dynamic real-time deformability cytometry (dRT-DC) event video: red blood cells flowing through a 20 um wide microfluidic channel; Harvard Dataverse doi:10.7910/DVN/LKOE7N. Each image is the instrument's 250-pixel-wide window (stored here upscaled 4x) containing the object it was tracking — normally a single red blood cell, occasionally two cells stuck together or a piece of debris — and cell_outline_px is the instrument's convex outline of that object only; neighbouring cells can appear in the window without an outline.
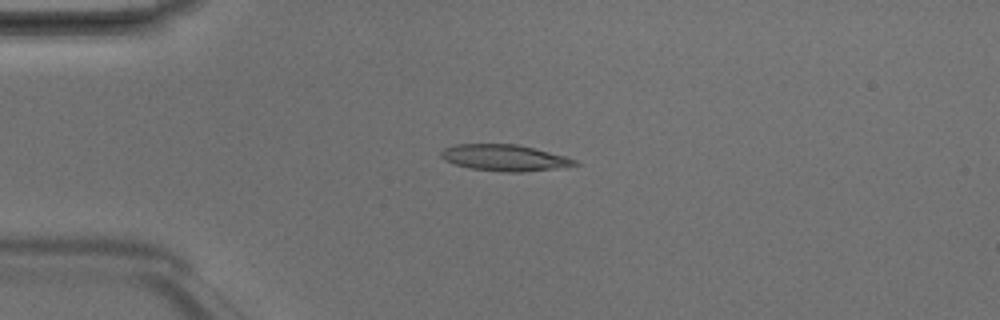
{"species": "Egyptian fruit bat (a non-hibernating species)", "species_latin": "Rousettus aegyptiacus", "temperature_condition": "room temperature", "stored_images_in_passage": 7, "camera_frame_rate_fps": 3000, "um_per_image_px": 0.085, "animal": {"sex": "male"}, "frame": {"image": 1, "passage_image": 4, "time_ms": 1.0, "image_size_px": [1000, 320], "cell_outline_px": [[580, 164], [552, 168], [520, 172], [508, 172], [472, 168], [456, 164], [444, 160], [440, 156], [440, 152], [444, 148], [456, 144], [516, 144], [564, 156], [576, 160]], "centroid_in_image_um": [42.83, 13.4], "position_along_channel_um": 42.2, "area_um2": 20.0}}
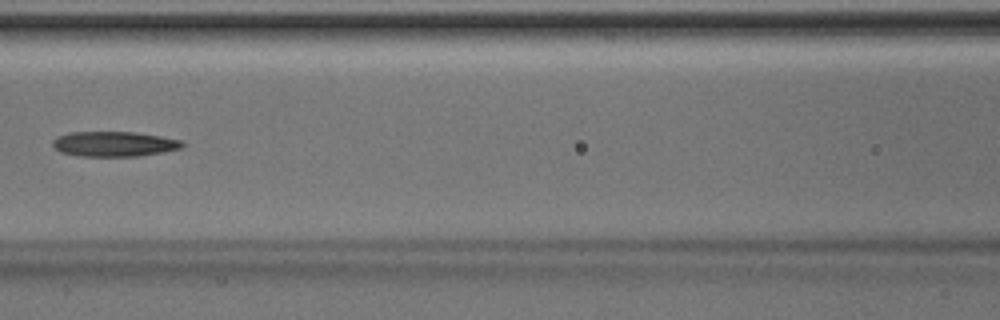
{"frame": {"image": 2, "passage_image": 7, "time_ms": 2.0, "image_size_px": [1000, 320], "cell_outline_px": [[184, 144], [180, 148], [164, 152], [140, 156], [76, 156], [60, 152], [52, 144], [52, 140], [56, 136], [68, 132], [132, 132], [160, 136], [184, 140]], "centroid_in_image_um": [9.68, 12.24], "position_along_channel_um": 156.9, "area_um2": 19.07}}